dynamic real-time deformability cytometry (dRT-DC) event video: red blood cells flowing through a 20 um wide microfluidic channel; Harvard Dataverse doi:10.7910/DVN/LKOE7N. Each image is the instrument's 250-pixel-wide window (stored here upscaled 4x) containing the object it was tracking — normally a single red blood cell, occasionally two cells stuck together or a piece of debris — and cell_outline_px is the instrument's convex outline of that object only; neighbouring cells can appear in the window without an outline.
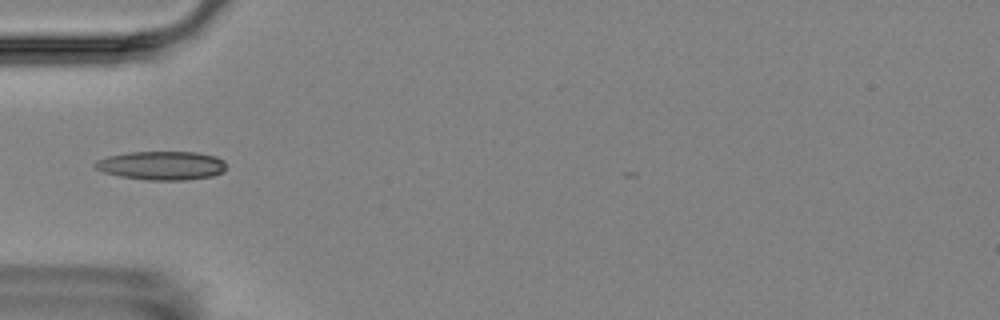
{"species": "Egyptian fruit bat (a non-hibernating species)", "species_latin": "Rousettus aegyptiacus", "temperature_condition": "room temperature", "stored_images_in_passage": 6, "camera_frame_rate_fps": 3000, "um_per_image_px": 0.085, "animal": {"sex": "female"}, "frame": {"image": 1, "passage_image": 6, "time_ms": 6.0, "image_size_px": [1000, 320], "cell_outline_px": [[224, 172], [212, 176], [184, 180], [148, 180], [120, 176], [104, 172], [92, 168], [92, 164], [96, 160], [108, 156], [128, 152], [196, 152], [216, 156], [224, 160]], "centroid_in_image_um": [13.7, 14.06], "position_along_channel_um": 71.3, "area_um2": 22.08}}